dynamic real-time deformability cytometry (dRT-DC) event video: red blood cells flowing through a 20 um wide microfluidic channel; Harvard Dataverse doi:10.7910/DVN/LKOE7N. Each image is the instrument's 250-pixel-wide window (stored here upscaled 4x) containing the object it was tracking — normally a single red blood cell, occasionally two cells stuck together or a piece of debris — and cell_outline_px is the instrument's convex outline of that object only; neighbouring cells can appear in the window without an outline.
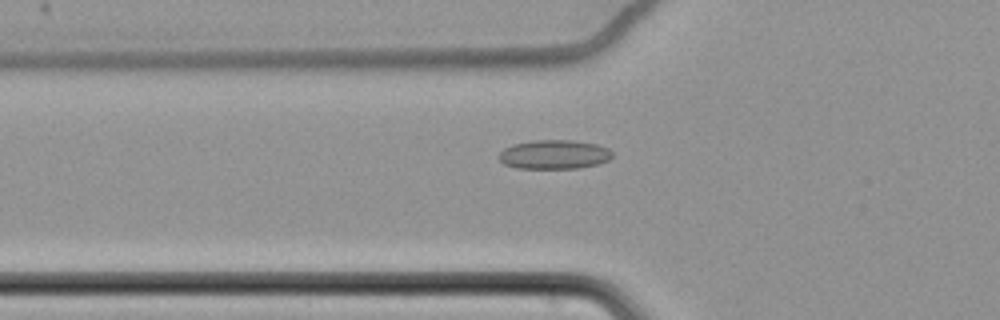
{"species": "common noctule bat (a hibernating species)", "species_latin": "Nyctalus noctula", "temperature_condition": "cold", "stored_images_in_passage": 24, "camera_frame_rate_fps": 3000, "um_per_image_px": 0.085, "animal": {"sex": "female", "body_mass_g": 22.7, "forearm_length_mm": 54.2}, "frame": {"image": 1, "passage_image": 11, "time_ms": 3.333, "image_size_px": [1000, 320], "cell_outline_px": [[612, 156], [608, 160], [600, 164], [580, 168], [516, 168], [504, 164], [496, 156], [504, 148], [512, 144], [532, 140], [572, 140], [596, 144], [608, 148], [612, 152]], "centroid_in_image_um": [47.09, 13.13], "position_along_channel_um": 78.7, "area_um2": 19.42}}
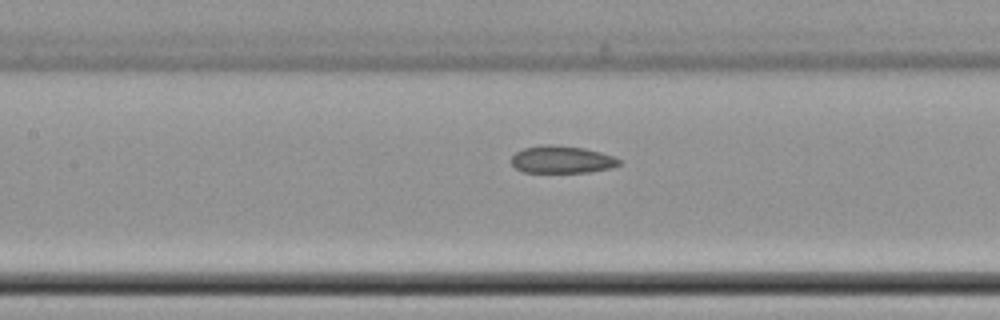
{"frame": {"image": 2, "passage_image": 18, "time_ms": 5.667, "image_size_px": [1000, 320], "cell_outline_px": [[620, 164], [612, 168], [588, 172], [524, 172], [516, 168], [512, 164], [512, 156], [516, 152], [524, 148], [544, 144], [552, 144], [584, 148], [600, 152], [612, 156], [620, 160]], "centroid_in_image_um": [47.75, 13.56], "position_along_channel_um": 159.6, "area_um2": 17.11}}
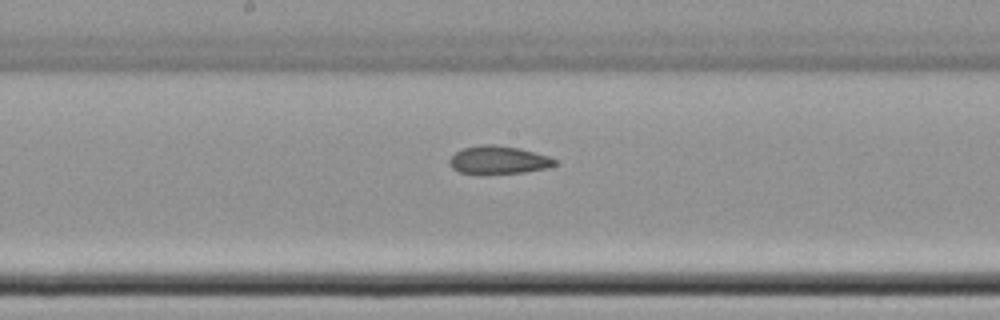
{"frame": {"image": 3, "passage_image": 22, "time_ms": 7.0, "image_size_px": [1000, 320], "cell_outline_px": [[560, 164], [548, 168], [524, 172], [484, 176], [480, 176], [460, 172], [452, 168], [448, 164], [448, 160], [456, 152], [464, 148], [480, 144], [492, 144], [520, 148], [548, 156], [560, 160]], "centroid_in_image_um": [42.39, 13.63], "position_along_channel_um": 205.8, "area_um2": 17.98}}